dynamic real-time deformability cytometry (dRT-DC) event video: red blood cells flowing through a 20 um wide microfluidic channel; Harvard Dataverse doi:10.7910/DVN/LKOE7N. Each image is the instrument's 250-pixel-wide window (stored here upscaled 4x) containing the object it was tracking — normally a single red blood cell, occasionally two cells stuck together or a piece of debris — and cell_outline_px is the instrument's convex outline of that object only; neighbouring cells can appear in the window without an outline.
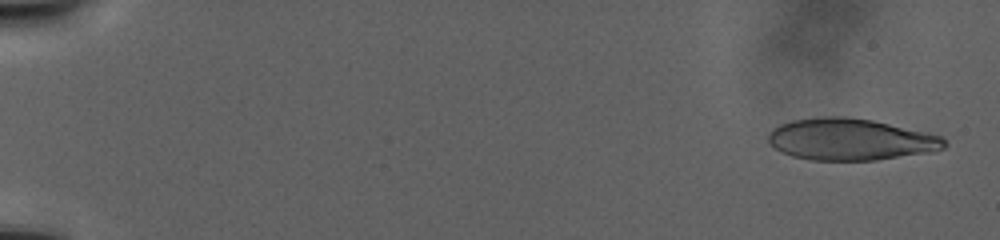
{"species": "human", "species_latin": "Homo sapiens", "temperature_condition": "warm", "stored_images_in_passage": 65, "camera_frame_rate_fps": 3000, "um_per_image_px": 0.085, "donor": {"sex": "male"}, "frame": {"image": 1, "passage_image": 2, "time_ms": 1.0, "image_size_px": [1000, 240], "cell_outline_px": [[948, 144], [944, 148], [932, 152], [876, 160], [812, 160], [792, 156], [776, 148], [768, 140], [768, 136], [772, 128], [780, 124], [792, 120], [816, 116], [844, 116], [872, 120], [928, 132], [940, 136]], "centroid_in_image_um": [72.31, 11.84], "position_along_channel_um": 12.7, "area_um2": 42.89}}
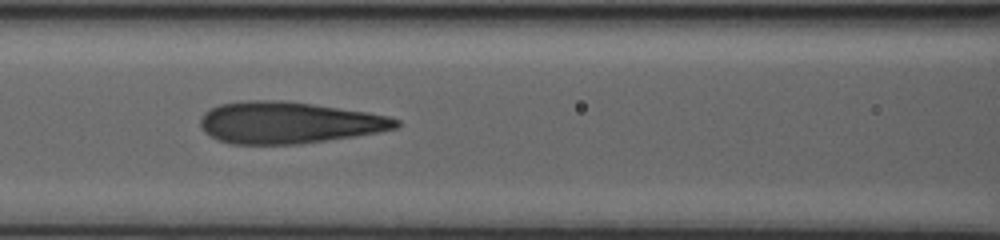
{"frame": {"image": 2, "passage_image": 37, "time_ms": 17.667, "image_size_px": [1000, 240], "cell_outline_px": [[400, 124], [396, 128], [356, 136], [300, 144], [232, 144], [216, 140], [204, 132], [200, 124], [200, 120], [204, 112], [220, 104], [248, 100], [280, 100], [312, 104], [368, 112], [388, 116], [400, 120]], "centroid_in_image_um": [24.52, 10.43], "position_along_channel_um": 142.1, "area_um2": 47.51}}
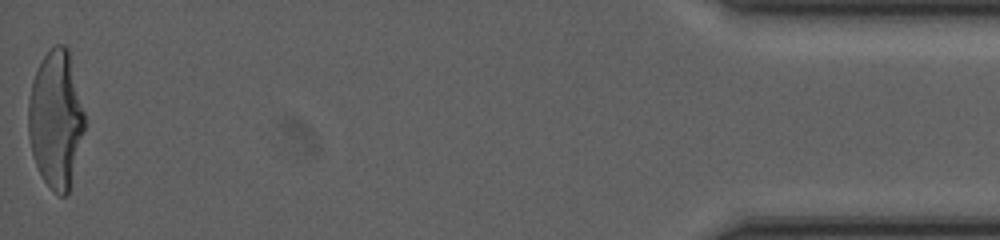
{"frame": {"image": 3, "passage_image": 65, "time_ms": 37.333, "image_size_px": [1000, 240], "cell_outline_px": [[84, 128], [68, 192], [64, 196], [60, 196], [44, 180], [36, 164], [32, 152], [28, 136], [28, 100], [32, 80], [36, 68], [44, 56], [56, 44], [64, 44], [68, 48], [84, 112]], "centroid_in_image_um": [4.72, 10.08], "position_along_channel_um": 430.5, "area_um2": 44.39}}